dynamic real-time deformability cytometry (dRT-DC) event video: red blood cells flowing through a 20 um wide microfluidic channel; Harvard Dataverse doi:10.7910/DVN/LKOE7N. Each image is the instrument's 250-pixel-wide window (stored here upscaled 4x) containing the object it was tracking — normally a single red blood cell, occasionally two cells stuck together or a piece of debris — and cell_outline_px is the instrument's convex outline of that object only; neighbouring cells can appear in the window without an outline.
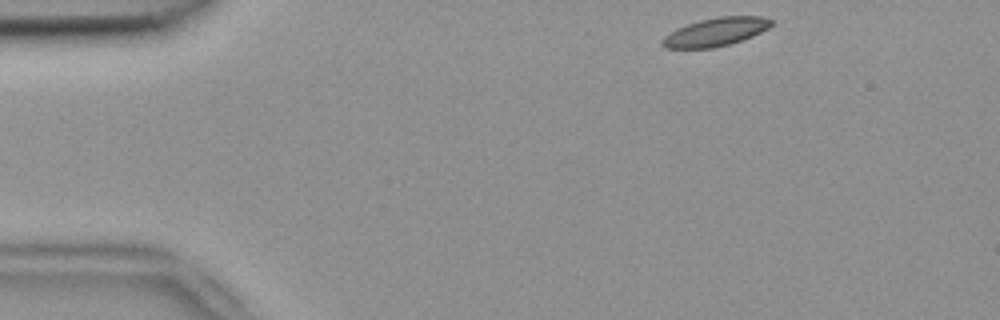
{"species": "common noctule bat (a hibernating species)", "species_latin": "Nyctalus noctula", "temperature_condition": "room temperature", "stored_images_in_passage": 46, "camera_frame_rate_fps": 3000, "um_per_image_px": 0.085, "animal": {"sex": "female", "body_mass_g": 18.4}, "frame": {"image": 1, "passage_image": 1, "time_ms": 0.0, "image_size_px": [1000, 320], "cell_outline_px": [[772, 24], [768, 28], [752, 36], [728, 44], [712, 48], [664, 48], [660, 44], [660, 40], [668, 32], [676, 28], [700, 20], [720, 16], [760, 16], [772, 20]], "centroid_in_image_um": [60.77, 2.71], "position_along_channel_um": 24.2, "area_um2": 17.92}}
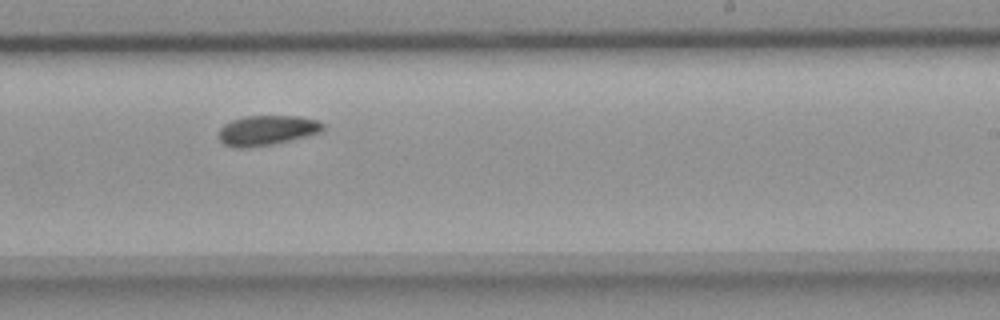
{"frame": {"image": 2, "passage_image": 26, "time_ms": 8.333, "image_size_px": [1000, 320], "cell_outline_px": [[324, 128], [320, 132], [272, 144], [240, 148], [236, 148], [224, 144], [220, 140], [220, 128], [224, 124], [232, 120], [244, 116], [296, 116], [320, 120], [324, 124]], "centroid_in_image_um": [22.69, 11.06], "position_along_channel_um": 266.3, "area_um2": 17.92}}
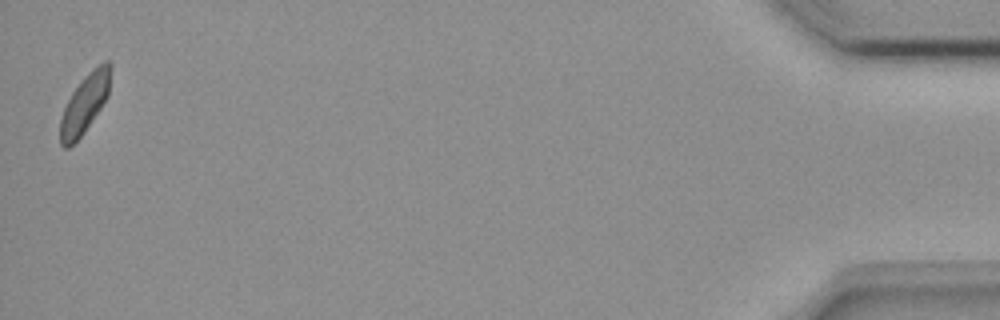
{"frame": {"image": 3, "passage_image": 46, "time_ms": 15.0, "image_size_px": [1000, 320], "cell_outline_px": [[112, 68], [108, 96], [84, 132], [68, 148], [64, 148], [60, 144], [60, 120], [64, 108], [72, 92], [84, 76], [92, 68], [104, 60], [108, 60], [112, 64]], "centroid_in_image_um": [7.22, 8.75], "position_along_channel_um": 428.0, "area_um2": 17.22}, "authors_computed_cell_mechanics": {"area_um2": 17.9469, "velocity_mm_per_s": 3.7991, "shape_relaxation_time_tau1_ms": 5.7556, "shape_relaxation_time_tau2_ms": 4.5064, "deformation_change_tau1": 0.105, "deformation_change_tau2": 0.0868}}